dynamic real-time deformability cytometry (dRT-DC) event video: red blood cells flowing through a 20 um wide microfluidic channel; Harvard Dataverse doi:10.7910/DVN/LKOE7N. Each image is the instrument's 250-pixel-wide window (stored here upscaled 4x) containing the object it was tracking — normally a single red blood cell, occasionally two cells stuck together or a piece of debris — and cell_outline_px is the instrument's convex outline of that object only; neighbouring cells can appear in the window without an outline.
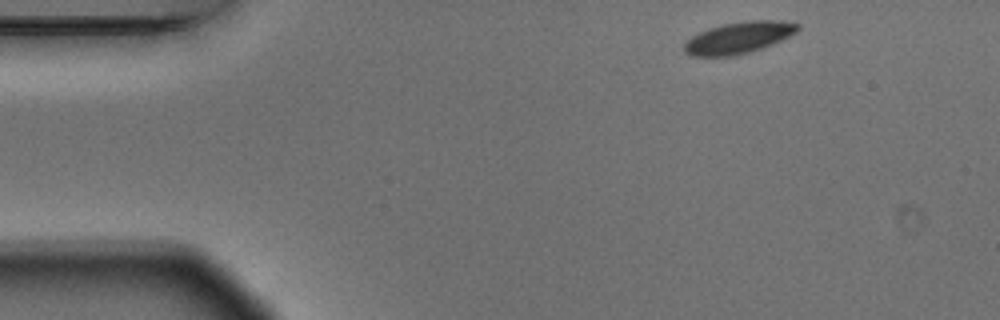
{"species": "Egyptian fruit bat (a non-hibernating species)", "species_latin": "Rousettus aegyptiacus", "temperature_condition": "warm", "stored_images_in_passage": 3, "camera_frame_rate_fps": 3000, "um_per_image_px": 0.085, "animal": {"sex": "male"}, "frame": {"image": 1, "passage_image": 1, "time_ms": 0.0, "image_size_px": [1000, 320], "cell_outline_px": [[800, 28], [796, 32], [772, 44], [748, 52], [732, 56], [692, 56], [684, 52], [684, 44], [692, 36], [708, 28], [724, 24], [748, 20], [780, 20], [800, 24]], "centroid_in_image_um": [62.79, 3.19], "position_along_channel_um": 22.2, "area_um2": 20.69}}